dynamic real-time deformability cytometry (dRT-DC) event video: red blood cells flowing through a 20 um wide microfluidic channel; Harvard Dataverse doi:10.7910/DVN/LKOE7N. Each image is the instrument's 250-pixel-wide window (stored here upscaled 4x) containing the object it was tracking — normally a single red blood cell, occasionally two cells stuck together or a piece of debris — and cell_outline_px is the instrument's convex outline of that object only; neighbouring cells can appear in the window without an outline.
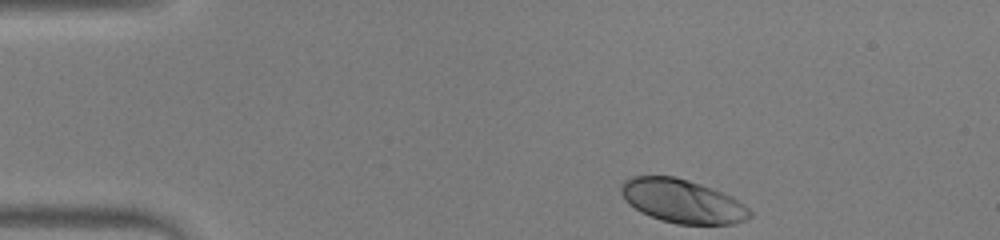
{"species": "human", "species_latin": "Homo sapiens", "temperature_condition": "warm", "stored_images_in_passage": 40, "camera_frame_rate_fps": 3000, "um_per_image_px": 0.085, "donor": {"sex": "male"}, "frame": {"image": 1, "passage_image": 1, "time_ms": 0.0, "image_size_px": [1000, 240], "cell_outline_px": [[752, 216], [744, 220], [732, 224], [676, 224], [660, 220], [640, 212], [624, 200], [620, 192], [620, 188], [624, 180], [632, 176], [676, 176], [712, 188], [732, 196], [744, 204], [752, 212]], "centroid_in_image_um": [57.98, 17.09], "position_along_channel_um": 27.0, "area_um2": 32.83}}
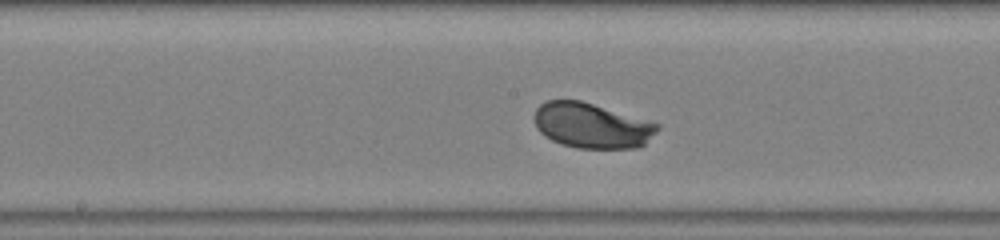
{"frame": {"image": 2, "passage_image": 20, "time_ms": 6.333, "image_size_px": [1000, 240], "cell_outline_px": [[660, 128], [640, 148], [576, 148], [560, 144], [544, 136], [536, 128], [532, 116], [536, 108], [540, 104], [548, 100], [580, 100], [660, 124]], "centroid_in_image_um": [50.25, 10.68], "position_along_channel_um": 197.9, "area_um2": 32.54}}
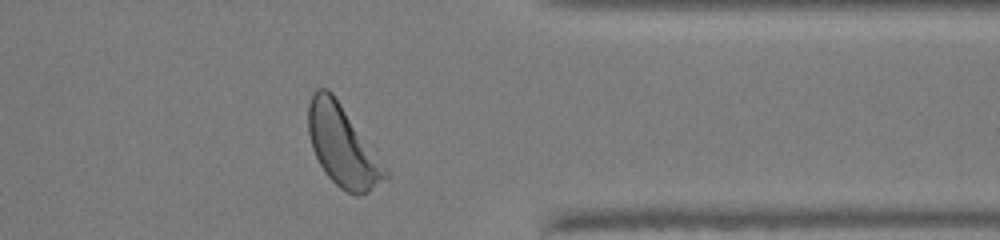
{"frame": {"image": 3, "passage_image": 35, "time_ms": 11.333, "image_size_px": [1000, 240], "cell_outline_px": [[388, 176], [368, 192], [360, 196], [356, 196], [340, 188], [324, 172], [312, 148], [308, 132], [308, 104], [312, 92], [316, 88], [328, 88], [332, 92], [388, 168]], "centroid_in_image_um": [29.11, 12.39], "position_along_channel_um": 382.3, "area_um2": 36.13}, "authors_computed_cell_mechanics": {"area_um2": 32.657, "velocity_mm_per_s": 3.8856, "shape_relaxation_time_tau1_ms": 1.4125, "shape_relaxation_time_tau2_ms": null, "deformation_change_tau1": 0.1319, "deformation_change_tau2": null}}